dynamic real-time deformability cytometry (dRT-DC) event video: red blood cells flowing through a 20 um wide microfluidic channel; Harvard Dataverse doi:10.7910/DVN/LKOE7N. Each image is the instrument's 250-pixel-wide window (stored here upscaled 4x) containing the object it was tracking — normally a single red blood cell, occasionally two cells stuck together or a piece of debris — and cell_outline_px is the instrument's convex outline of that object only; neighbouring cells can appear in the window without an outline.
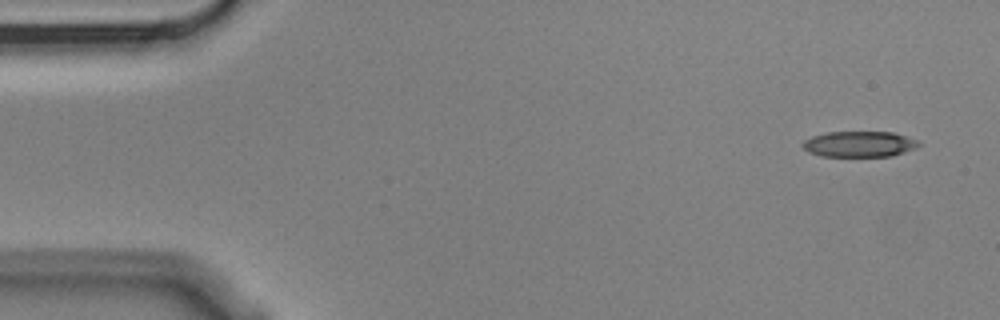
{"species": "Egyptian fruit bat (a non-hibernating species)", "species_latin": "Rousettus aegyptiacus", "temperature_condition": "cold", "stored_images_in_passage": 5, "camera_frame_rate_fps": 3000, "um_per_image_px": 0.085, "animal": {"sex": "male"}, "frame": {"image": 1, "passage_image": 1, "time_ms": 0.0, "image_size_px": [1000, 320], "cell_outline_px": [[920, 144], [916, 148], [892, 156], [820, 156], [808, 152], [800, 144], [804, 140], [812, 136], [828, 132], [892, 132], [908, 136], [916, 140]], "centroid_in_image_um": [73.02, 12.25], "position_along_channel_um": 12.0, "area_um2": 17.46}}
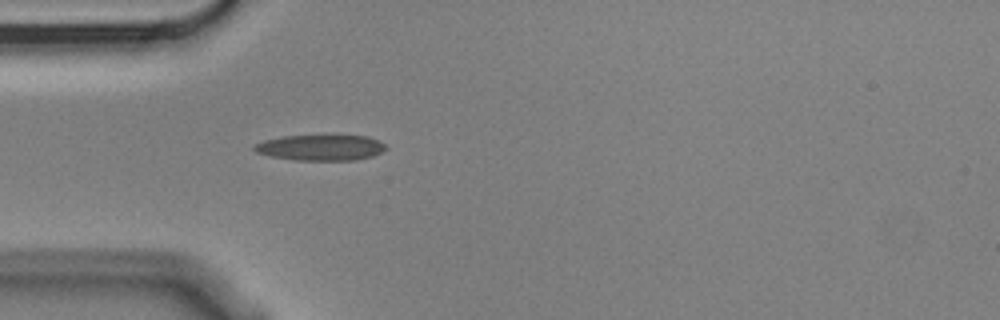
{"frame": {"image": 2, "passage_image": 5, "time_ms": 1.333, "image_size_px": [1000, 320], "cell_outline_px": [[388, 148], [372, 156], [356, 160], [292, 160], [272, 156], [256, 152], [252, 148], [256, 144], [264, 140], [284, 136], [368, 136], [380, 140]], "centroid_in_image_um": [27.28, 12.55], "position_along_channel_um": 57.7, "area_um2": 19.59}}